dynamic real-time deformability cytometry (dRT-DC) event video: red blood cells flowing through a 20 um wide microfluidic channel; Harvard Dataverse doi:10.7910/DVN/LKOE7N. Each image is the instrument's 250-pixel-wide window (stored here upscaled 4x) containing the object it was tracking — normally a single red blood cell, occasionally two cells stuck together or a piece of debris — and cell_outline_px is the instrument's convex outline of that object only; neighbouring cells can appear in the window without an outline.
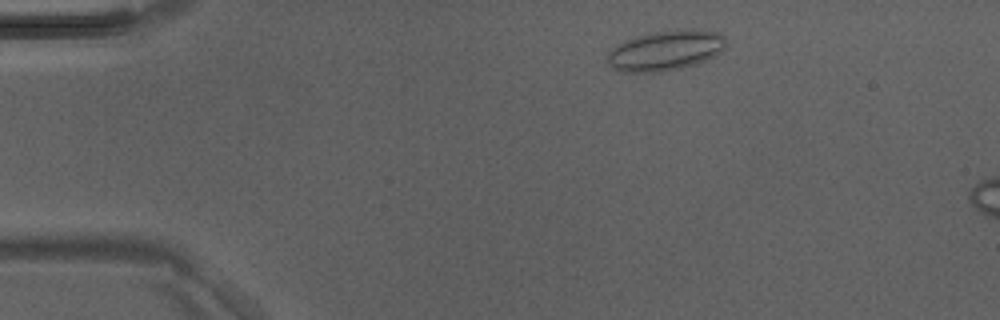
{"species": "Egyptian fruit bat (a non-hibernating species)", "species_latin": "Rousettus aegyptiacus", "temperature_condition": "room temperature", "stored_images_in_passage": 3, "camera_frame_rate_fps": 3000, "um_per_image_px": 0.085, "animal": {"sex": "male"}, "frame": {"image": 1, "passage_image": 1, "time_ms": 0.0, "image_size_px": [1000, 320], "cell_outline_px": [[724, 48], [716, 56], [696, 64], [680, 68], [660, 72], [620, 72], [608, 64], [608, 52], [616, 44], [624, 40], [656, 32], [692, 28], [720, 32], [724, 36]], "centroid_in_image_um": [56.58, 4.29], "position_along_channel_um": 28.4, "area_um2": 27.74}}